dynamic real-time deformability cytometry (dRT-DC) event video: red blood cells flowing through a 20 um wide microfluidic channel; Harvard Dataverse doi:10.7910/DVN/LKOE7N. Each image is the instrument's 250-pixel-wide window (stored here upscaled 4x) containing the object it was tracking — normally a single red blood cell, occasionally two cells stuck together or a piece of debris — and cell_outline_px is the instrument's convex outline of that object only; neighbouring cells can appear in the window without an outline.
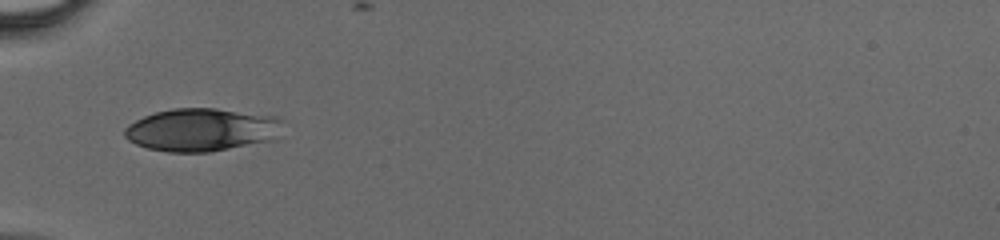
{"species": "human", "species_latin": "Homo sapiens", "temperature_condition": "cold", "stored_images_in_passage": 30, "camera_frame_rate_fps": 3000, "um_per_image_px": 0.085, "donor": {"sex": "male"}, "frame": {"image": 1, "passage_image": 1, "time_ms": 0.0, "image_size_px": [1000, 240], "cell_outline_px": [[284, 120], [276, 140], [208, 152], [168, 152], [148, 148], [136, 144], [128, 140], [124, 136], [124, 128], [128, 124], [144, 116], [156, 112], [172, 108], [216, 108], [280, 116]], "centroid_in_image_um": [17.19, 11.02], "position_along_channel_um": 67.8, "area_um2": 40.06}}
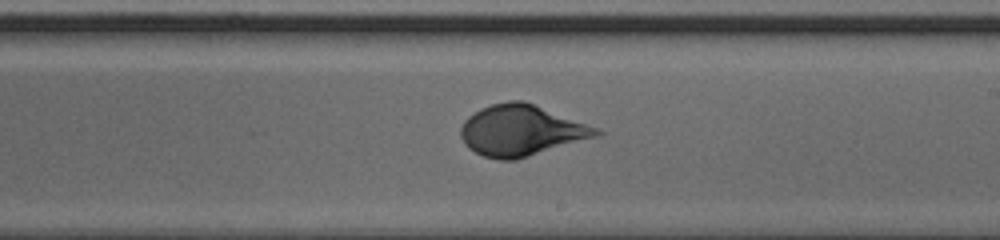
{"frame": {"image": 2, "passage_image": 13, "time_ms": 4.0, "image_size_px": [1000, 240], "cell_outline_px": [[604, 132], [600, 136], [516, 160], [500, 160], [484, 156], [468, 148], [464, 144], [460, 136], [460, 128], [464, 120], [468, 116], [480, 108], [492, 104], [508, 100], [524, 100], [600, 128]], "centroid_in_image_um": [44.33, 11.08], "position_along_channel_um": 244.7, "area_um2": 40.69}}
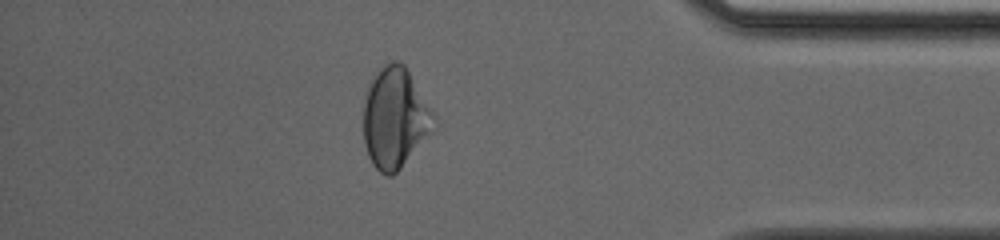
{"frame": {"image": 3, "passage_image": 25, "time_ms": 8.0, "image_size_px": [1000, 240], "cell_outline_px": [[436, 128], [400, 168], [392, 176], [384, 176], [372, 164], [368, 156], [364, 144], [364, 104], [368, 84], [372, 76], [384, 64], [392, 60], [396, 60], [404, 64], [432, 108]], "centroid_in_image_um": [33.57, 10.02], "position_along_channel_um": 401.6, "area_um2": 41.5}}